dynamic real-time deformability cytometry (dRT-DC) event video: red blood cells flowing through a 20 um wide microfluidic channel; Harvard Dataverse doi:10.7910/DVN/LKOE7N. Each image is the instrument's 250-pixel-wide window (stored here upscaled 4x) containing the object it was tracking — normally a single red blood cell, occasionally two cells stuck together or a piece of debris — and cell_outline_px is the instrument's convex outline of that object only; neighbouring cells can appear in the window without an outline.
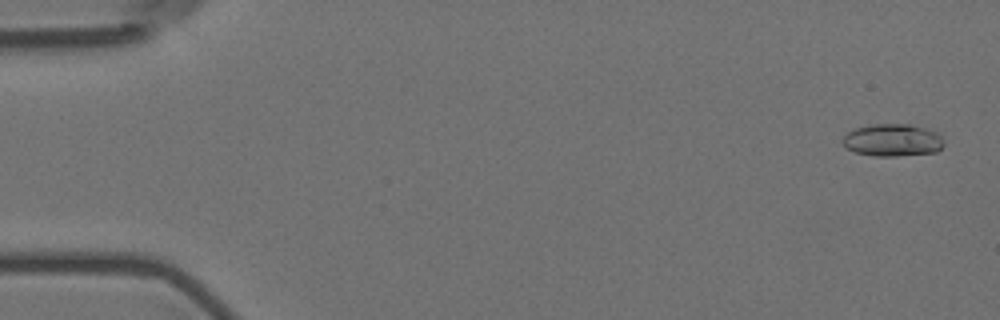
{"species": "Egyptian fruit bat (a non-hibernating species)", "species_latin": "Rousettus aegyptiacus", "temperature_condition": "room temperature", "stored_images_in_passage": 11, "camera_frame_rate_fps": 3000, "um_per_image_px": 0.085, "animal": {"sex": "female"}, "frame": {"image": 1, "passage_image": 1, "time_ms": 0.0, "image_size_px": [1000, 320], "cell_outline_px": [[944, 144], [936, 152], [896, 156], [872, 156], [856, 152], [848, 148], [844, 144], [844, 136], [848, 132], [856, 128], [872, 124], [912, 124], [928, 128], [940, 132]], "centroid_in_image_um": [75.93, 11.9], "position_along_channel_um": 9.1, "area_um2": 19.19}}
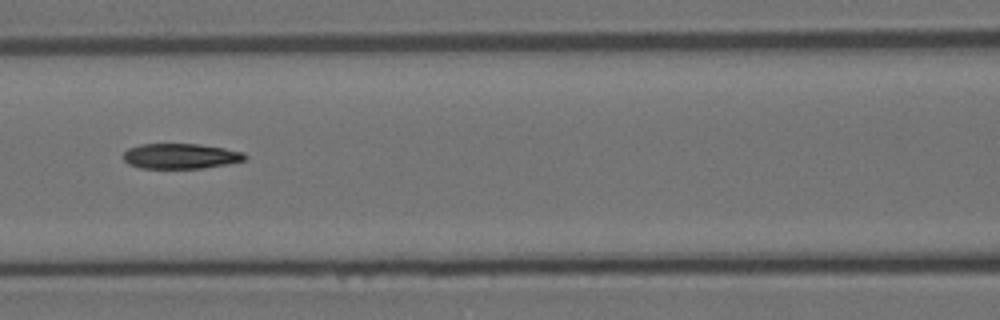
{"frame": {"image": 2, "passage_image": 7, "time_ms": 2.0, "image_size_px": [1000, 320], "cell_outline_px": [[248, 156], [244, 160], [228, 164], [204, 168], [140, 168], [128, 164], [124, 160], [124, 152], [128, 148], [140, 144], [200, 144], [224, 148], [244, 152]], "centroid_in_image_um": [15.36, 13.27], "position_along_channel_um": 151.2, "area_um2": 17.98}}
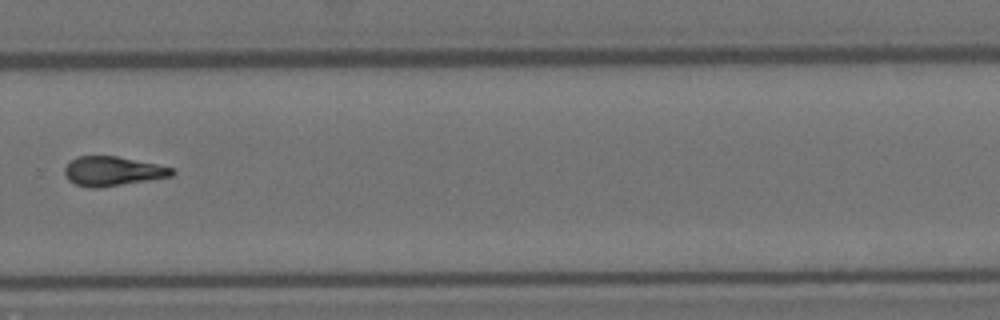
{"frame": {"image": 3, "passage_image": 11, "time_ms": 3.333, "image_size_px": [1000, 320], "cell_outline_px": [[176, 172], [172, 176], [100, 188], [88, 188], [76, 184], [68, 180], [64, 172], [64, 168], [72, 160], [80, 156], [116, 156], [156, 164], [172, 168]], "centroid_in_image_um": [9.56, 14.56], "position_along_channel_um": 320.2, "area_um2": 18.21}}